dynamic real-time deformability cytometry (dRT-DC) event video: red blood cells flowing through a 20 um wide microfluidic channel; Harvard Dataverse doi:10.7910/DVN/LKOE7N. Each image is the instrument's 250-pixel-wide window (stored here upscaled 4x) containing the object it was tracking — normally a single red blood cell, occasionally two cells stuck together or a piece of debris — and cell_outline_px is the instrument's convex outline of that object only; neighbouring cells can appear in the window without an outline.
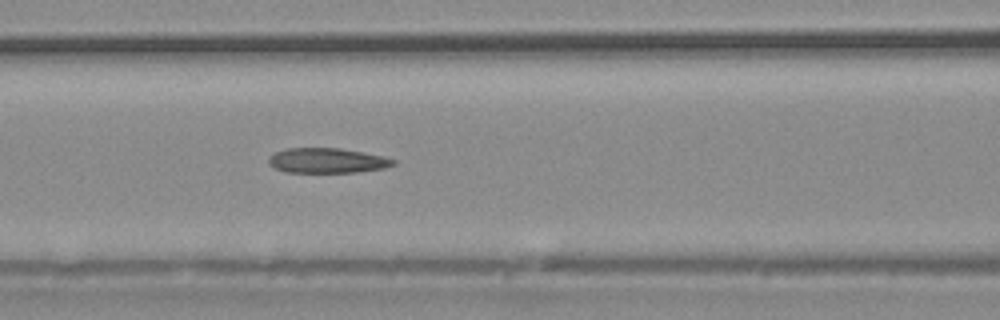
{"species": "common noctule bat (a hibernating species)", "species_latin": "Nyctalus noctula", "temperature_condition": "warm", "stored_images_in_passage": 39, "camera_frame_rate_fps": 3000, "um_per_image_px": 0.085, "animal": {"sex": "male", "body_mass_g": 20.4}, "frame": {"image": 1, "passage_image": 17, "time_ms": 5.333, "image_size_px": [1000, 320], "cell_outline_px": [[396, 164], [384, 168], [356, 172], [284, 172], [268, 164], [268, 156], [276, 152], [288, 148], [340, 148], [384, 156], [396, 160]], "centroid_in_image_um": [27.8, 13.64], "position_along_channel_um": 138.8, "area_um2": 18.15}}